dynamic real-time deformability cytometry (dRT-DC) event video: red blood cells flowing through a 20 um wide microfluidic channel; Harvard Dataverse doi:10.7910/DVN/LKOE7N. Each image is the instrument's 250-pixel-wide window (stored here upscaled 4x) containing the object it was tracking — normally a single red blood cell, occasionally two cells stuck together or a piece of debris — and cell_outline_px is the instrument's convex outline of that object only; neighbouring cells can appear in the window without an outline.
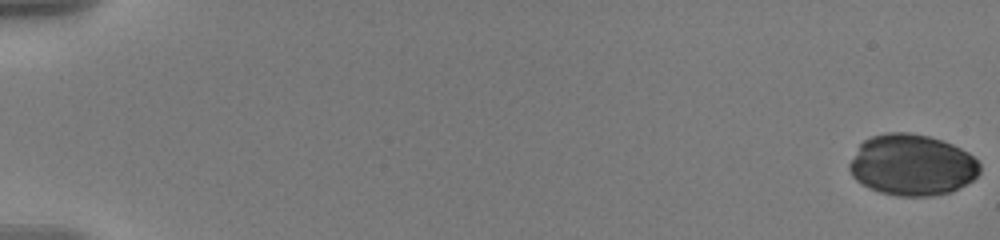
{"species": "human", "species_latin": "Homo sapiens", "temperature_condition": "warm", "stored_images_in_passage": 58, "camera_frame_rate_fps": 3000, "um_per_image_px": 0.085, "donor": {"sex": "male"}, "frame": {"image": 1, "passage_image": 1, "time_ms": 0.0, "image_size_px": [1000, 240], "cell_outline_px": [[980, 172], [972, 180], [952, 192], [932, 196], [896, 196], [880, 192], [860, 184], [852, 176], [848, 168], [848, 164], [860, 144], [864, 140], [872, 136], [884, 132], [908, 132], [928, 136], [952, 144], [968, 152], [980, 164]], "centroid_in_image_um": [77.5, 14.03], "position_along_channel_um": 7.5, "area_um2": 46.64}}
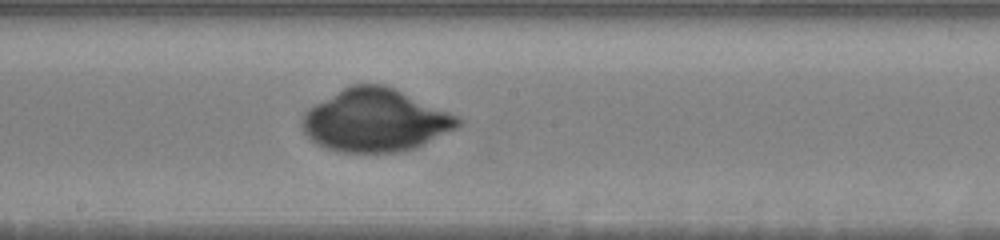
{"frame": {"image": 2, "passage_image": 34, "time_ms": 11.0, "image_size_px": [1000, 240], "cell_outline_px": [[460, 124], [456, 128], [416, 148], [400, 152], [336, 152], [324, 148], [316, 144], [300, 128], [300, 120], [304, 112], [308, 108], [344, 88], [352, 84], [384, 84], [396, 88], [460, 116]], "centroid_in_image_um": [31.9, 10.23], "position_along_channel_um": 216.3, "area_um2": 57.28}}
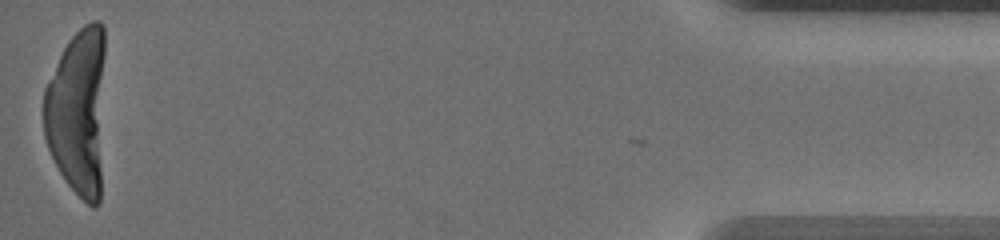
{"frame": {"image": 3, "passage_image": 58, "time_ms": 19.0, "image_size_px": [1000, 240], "cell_outline_px": [[104, 56], [100, 204], [96, 208], [92, 208], [68, 184], [60, 172], [48, 148], [44, 136], [44, 88], [68, 40], [84, 24], [92, 20], [100, 20], [104, 24]], "centroid_in_image_um": [6.63, 9.47], "position_along_channel_um": 428.6, "area_um2": 60.11}}